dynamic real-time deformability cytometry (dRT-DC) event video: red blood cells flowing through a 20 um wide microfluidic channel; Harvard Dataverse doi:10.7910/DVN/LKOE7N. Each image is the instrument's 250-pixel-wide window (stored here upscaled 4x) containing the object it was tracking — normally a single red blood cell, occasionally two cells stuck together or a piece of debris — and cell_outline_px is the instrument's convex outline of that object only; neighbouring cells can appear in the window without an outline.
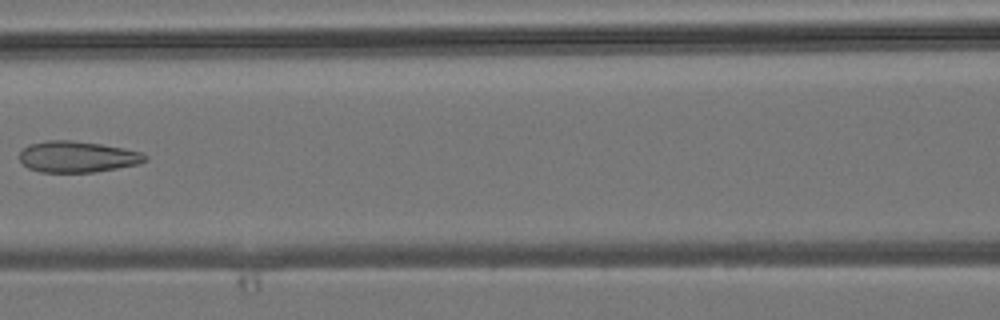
{"species": "common noctule bat (a hibernating species)", "species_latin": "Nyctalus noctula", "temperature_condition": "room temperature", "stored_images_in_passage": 5, "camera_frame_rate_fps": 3000, "um_per_image_px": 0.085, "animal": {"sex": "male", "body_mass_g": 19.2, "forearm_length_mm": 51.8}, "frame": {"image": 1, "passage_image": 5, "time_ms": 4.667, "image_size_px": [1000, 320], "cell_outline_px": [[148, 160], [136, 164], [96, 172], [40, 172], [28, 168], [20, 160], [20, 152], [28, 144], [48, 140], [72, 140], [100, 144], [124, 148], [140, 152], [148, 156]], "centroid_in_image_um": [6.57, 13.32], "position_along_channel_um": 160.0, "area_um2": 22.77}}